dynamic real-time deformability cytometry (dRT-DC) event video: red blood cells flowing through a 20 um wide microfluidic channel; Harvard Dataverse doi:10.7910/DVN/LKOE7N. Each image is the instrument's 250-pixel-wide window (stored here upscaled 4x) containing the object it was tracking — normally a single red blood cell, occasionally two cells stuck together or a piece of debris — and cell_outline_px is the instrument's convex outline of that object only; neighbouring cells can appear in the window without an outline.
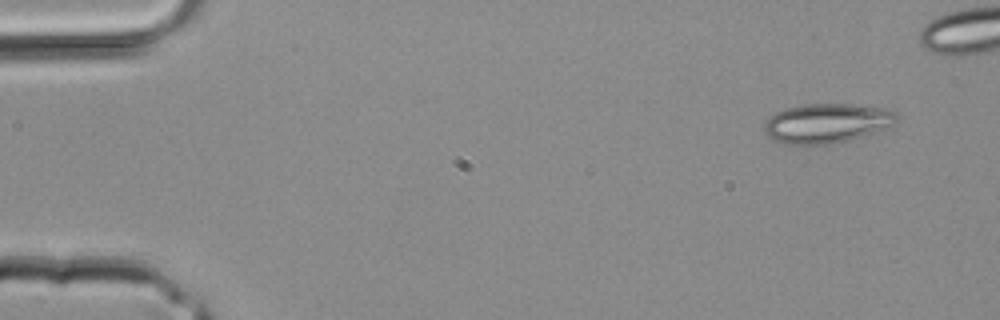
{"species": "common noctule bat (a hibernating species)", "species_latin": "Nyctalus noctula", "temperature_condition": "room temperature", "stored_images_in_passage": 3, "camera_frame_rate_fps": 3000, "um_per_image_px": 0.085, "animal": {"sex": "male", "body_mass_g": 20.4}, "frame": {"image": 1, "passage_image": 1, "time_ms": 0.0, "image_size_px": [1000, 320], "cell_outline_px": [[900, 116], [892, 124], [872, 132], [848, 140], [832, 144], [784, 144], [772, 140], [764, 132], [764, 124], [776, 112], [784, 108], [804, 104], [852, 104], [884, 108], [896, 112]], "centroid_in_image_um": [70.23, 10.47], "position_along_channel_um": 14.8, "area_um2": 30.23}}